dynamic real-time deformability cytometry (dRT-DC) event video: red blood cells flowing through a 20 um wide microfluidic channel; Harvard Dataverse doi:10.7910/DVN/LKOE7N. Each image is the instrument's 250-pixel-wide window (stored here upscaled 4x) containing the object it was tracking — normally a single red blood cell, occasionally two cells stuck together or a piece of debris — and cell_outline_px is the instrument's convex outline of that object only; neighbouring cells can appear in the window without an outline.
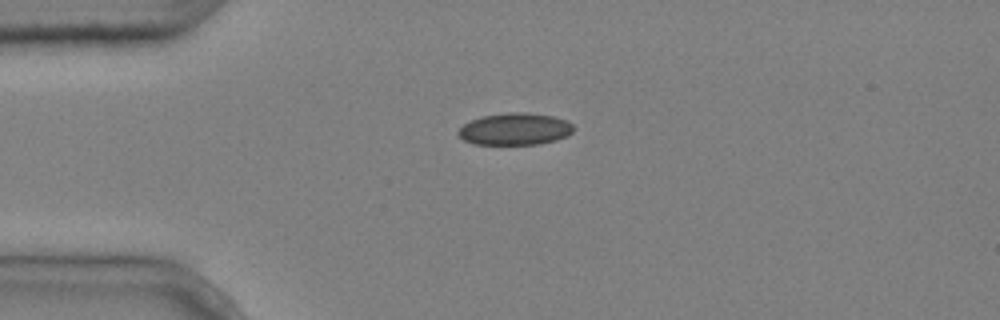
{"species": "common noctule bat (a hibernating species)", "species_latin": "Nyctalus noctula", "temperature_condition": "cold", "stored_images_in_passage": 6, "camera_frame_rate_fps": 3000, "um_per_image_px": 0.085, "animal": {"sex": "male", "body_mass_g": 20.4}, "frame": {"image": 1, "passage_image": 1, "time_ms": 0.0, "image_size_px": [1000, 320], "cell_outline_px": [[572, 132], [568, 136], [556, 140], [540, 144], [472, 144], [464, 140], [456, 132], [464, 124], [472, 120], [484, 116], [508, 112], [524, 112], [552, 116], [568, 120], [572, 124]], "centroid_in_image_um": [43.79, 10.97], "position_along_channel_um": 41.2, "area_um2": 21.44}}
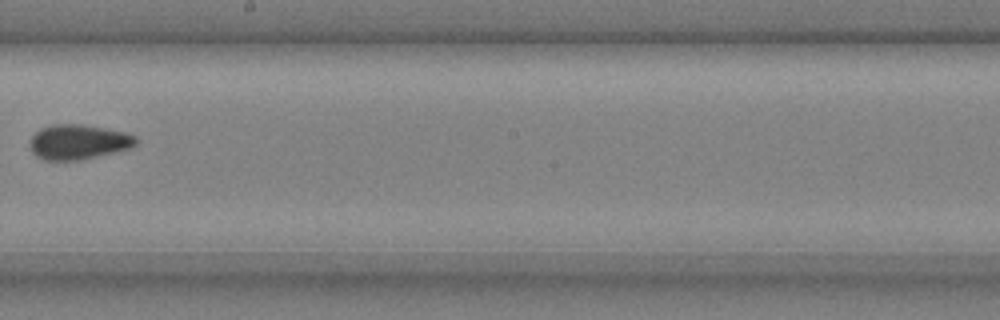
{"frame": {"image": 2, "passage_image": 6, "time_ms": 1.667, "image_size_px": [1000, 320], "cell_outline_px": [[136, 144], [132, 148], [80, 160], [44, 160], [36, 156], [32, 152], [32, 136], [40, 128], [52, 124], [80, 124], [128, 132], [136, 136]], "centroid_in_image_um": [6.69, 12.06], "position_along_channel_um": 241.5, "area_um2": 21.5}}